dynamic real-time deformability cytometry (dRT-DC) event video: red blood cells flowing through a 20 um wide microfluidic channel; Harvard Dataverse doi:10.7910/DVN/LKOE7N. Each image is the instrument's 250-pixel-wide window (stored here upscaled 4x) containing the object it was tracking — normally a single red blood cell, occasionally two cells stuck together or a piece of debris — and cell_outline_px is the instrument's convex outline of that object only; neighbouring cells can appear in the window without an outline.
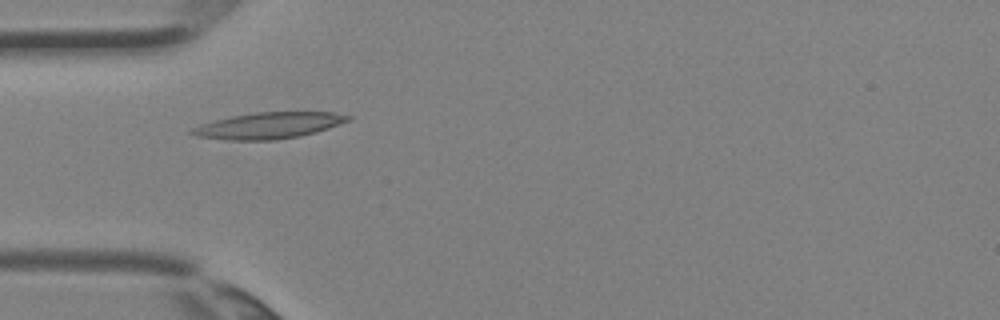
{"species": "Egyptian fruit bat (a non-hibernating species)", "species_latin": "Rousettus aegyptiacus", "temperature_condition": "room temperature", "stored_images_in_passage": 2, "camera_frame_rate_fps": 3000, "um_per_image_px": 0.085, "animal": {"sex": "female"}, "frame": {"image": 1, "passage_image": 1, "time_ms": 0.0, "image_size_px": [1000, 320], "cell_outline_px": [[352, 120], [316, 132], [300, 136], [276, 140], [228, 140], [196, 136], [188, 132], [192, 128], [200, 124], [232, 116], [256, 112], [332, 112], [352, 116]], "centroid_in_image_um": [22.86, 10.67], "position_along_channel_um": 62.1, "area_um2": 23.87}}
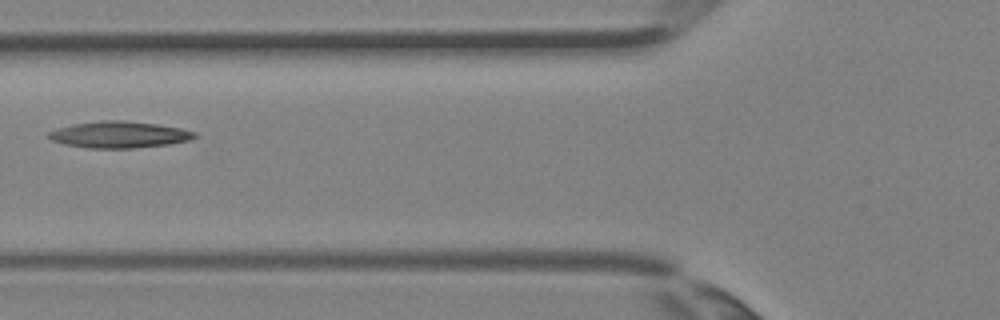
{"frame": {"image": 2, "passage_image": 2, "time_ms": 0.333, "image_size_px": [1000, 320], "cell_outline_px": [[196, 136], [188, 140], [168, 144], [132, 148], [88, 148], [64, 144], [52, 140], [48, 136], [48, 132], [56, 128], [72, 124], [104, 120], [124, 120], [156, 124], [180, 128], [196, 132]], "centroid_in_image_um": [10.09, 11.44], "position_along_channel_um": 115.7, "area_um2": 22.43}}